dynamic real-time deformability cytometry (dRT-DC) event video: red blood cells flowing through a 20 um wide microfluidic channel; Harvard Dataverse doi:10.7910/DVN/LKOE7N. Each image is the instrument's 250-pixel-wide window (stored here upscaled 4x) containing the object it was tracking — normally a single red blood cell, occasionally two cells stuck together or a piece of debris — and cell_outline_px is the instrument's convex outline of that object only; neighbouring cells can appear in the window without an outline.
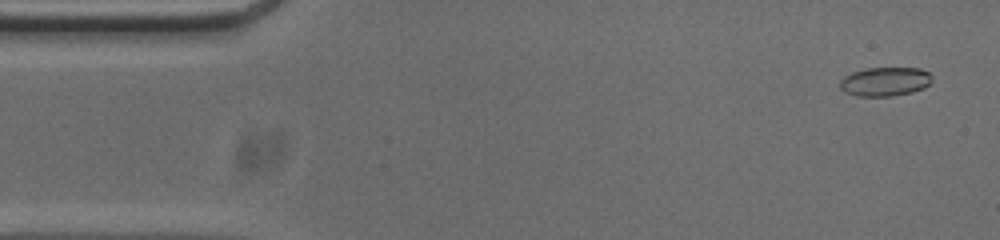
{"species": "common noctule bat (a hibernating species)", "species_latin": "Nyctalus noctula", "temperature_condition": "cold", "stored_images_in_passage": 53, "camera_frame_rate_fps": 3000, "um_per_image_px": 0.085, "animal": {"sex": "male", "body_mass_g": 20.0, "forearm_length_mm": 53.3}, "frame": {"image": 1, "passage_image": 3, "time_ms": 0.667, "image_size_px": [1000, 240], "cell_outline_px": [[932, 80], [924, 88], [912, 92], [892, 96], [856, 96], [844, 92], [840, 88], [840, 80], [844, 76], [852, 72], [864, 68], [920, 68], [928, 72], [932, 76]], "centroid_in_image_um": [75.21, 6.93], "position_along_channel_um": 9.8, "area_um2": 15.66}}
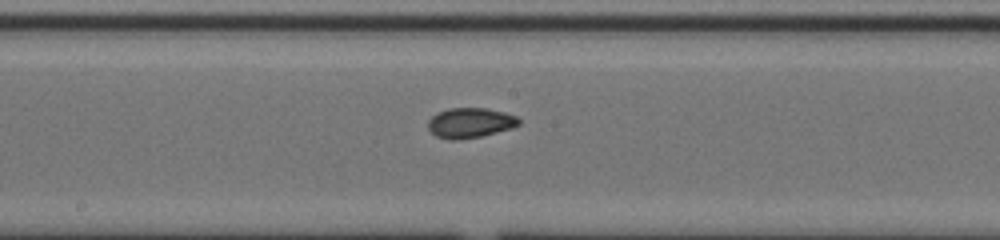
{"frame": {"image": 2, "passage_image": 27, "time_ms": 8.667, "image_size_px": [1000, 240], "cell_outline_px": [[520, 124], [512, 128], [480, 136], [460, 140], [448, 140], [436, 136], [428, 128], [428, 120], [436, 112], [448, 108], [488, 108], [504, 112], [516, 116], [520, 120]], "centroid_in_image_um": [39.94, 10.43], "position_along_channel_um": 208.3, "area_um2": 16.01}}
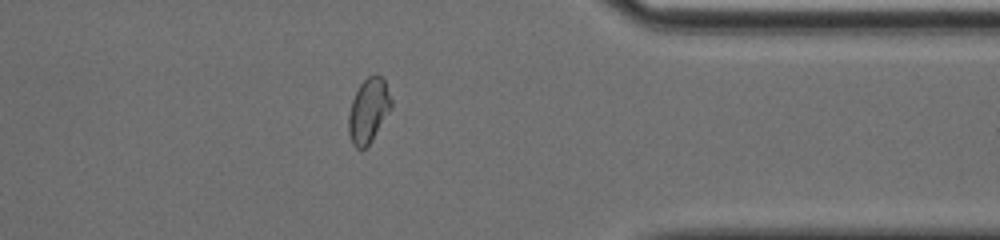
{"frame": {"image": 3, "passage_image": 42, "time_ms": 13.667, "image_size_px": [1000, 240], "cell_outline_px": [[392, 108], [372, 140], [360, 152], [352, 144], [348, 132], [348, 116], [352, 100], [360, 84], [368, 76], [376, 72], [384, 76], [392, 100]], "centroid_in_image_um": [31.34, 9.37], "position_along_channel_um": 380.1, "area_um2": 16.42}, "authors_computed_cell_mechanics": {"area_um2": 16.0106, "velocity_mm_per_s": 3.7823, "shape_relaxation_time_tau1_ms": null, "shape_relaxation_time_tau2_ms": 1.9319, "deformation_change_tau1": null, "deformation_change_tau2": 0.0599}}